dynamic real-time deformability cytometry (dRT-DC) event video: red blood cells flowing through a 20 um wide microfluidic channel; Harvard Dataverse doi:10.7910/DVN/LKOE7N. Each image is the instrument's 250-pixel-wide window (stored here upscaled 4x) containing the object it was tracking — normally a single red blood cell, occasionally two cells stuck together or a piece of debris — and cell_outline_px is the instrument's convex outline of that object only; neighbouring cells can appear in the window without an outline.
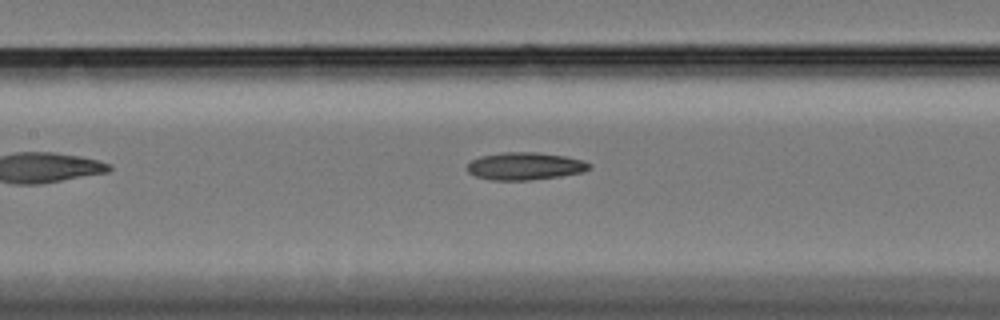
{"species": "Egyptian fruit bat (a non-hibernating species)", "species_latin": "Rousettus aegyptiacus", "temperature_condition": "cold", "stored_images_in_passage": 33, "camera_frame_rate_fps": 3000, "um_per_image_px": 0.085, "animal": {"sex": "female"}, "frame": {"image": 1, "passage_image": 9, "time_ms": 2.667, "image_size_px": [1000, 320], "cell_outline_px": [[592, 168], [584, 172], [560, 176], [528, 180], [492, 180], [476, 176], [468, 172], [468, 164], [472, 160], [480, 156], [500, 152], [540, 152], [564, 156], [584, 160], [592, 164]], "centroid_in_image_um": [44.67, 14.11], "position_along_channel_um": 162.7, "area_um2": 19.71}}
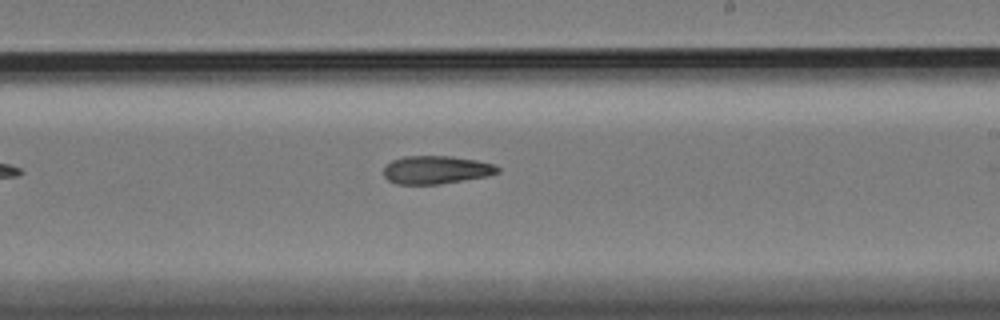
{"frame": {"image": 2, "passage_image": 17, "time_ms": 5.333, "image_size_px": [1000, 320], "cell_outline_px": [[500, 172], [488, 176], [440, 184], [396, 184], [388, 180], [384, 176], [384, 168], [392, 160], [404, 156], [452, 156], [476, 160], [496, 164], [500, 168]], "centroid_in_image_um": [37.11, 14.43], "position_along_channel_um": 251.9, "area_um2": 18.79}}
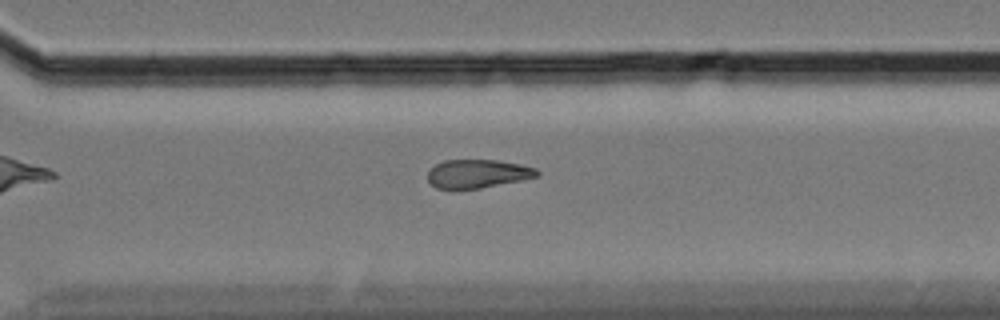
{"frame": {"image": 3, "passage_image": 24, "time_ms": 7.667, "image_size_px": [1000, 320], "cell_outline_px": [[540, 176], [524, 180], [480, 188], [436, 188], [428, 180], [428, 172], [436, 164], [444, 160], [496, 160], [524, 164], [536, 168], [540, 172]], "centroid_in_image_um": [40.68, 14.75], "position_along_channel_um": 329.9, "area_um2": 18.21}}